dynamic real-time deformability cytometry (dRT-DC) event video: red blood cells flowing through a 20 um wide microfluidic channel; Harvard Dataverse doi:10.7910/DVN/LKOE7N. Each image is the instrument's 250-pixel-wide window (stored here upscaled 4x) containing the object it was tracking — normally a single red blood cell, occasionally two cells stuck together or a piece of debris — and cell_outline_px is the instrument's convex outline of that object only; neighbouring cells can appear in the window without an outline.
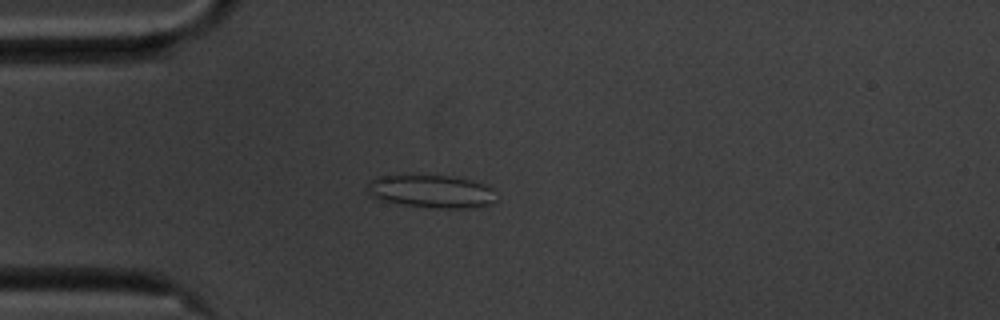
{"species": "common noctule bat (a hibernating species)", "species_latin": "Nyctalus noctula", "temperature_condition": "cold", "stored_images_in_passage": 44, "camera_frame_rate_fps": 3000, "um_per_image_px": 0.085, "animal": {"sex": "male", "body_mass_g": 20.1, "forearm_length_mm": 53.5}, "frame": {"image": 1, "passage_image": 2, "time_ms": 0.333, "image_size_px": [1000, 320], "cell_outline_px": [[500, 200], [492, 204], [472, 208], [436, 208], [404, 204], [376, 200], [368, 192], [368, 184], [376, 176], [448, 176], [472, 180], [484, 184], [492, 188]], "centroid_in_image_um": [36.74, 16.29], "position_along_channel_um": 48.3, "area_um2": 24.8}}
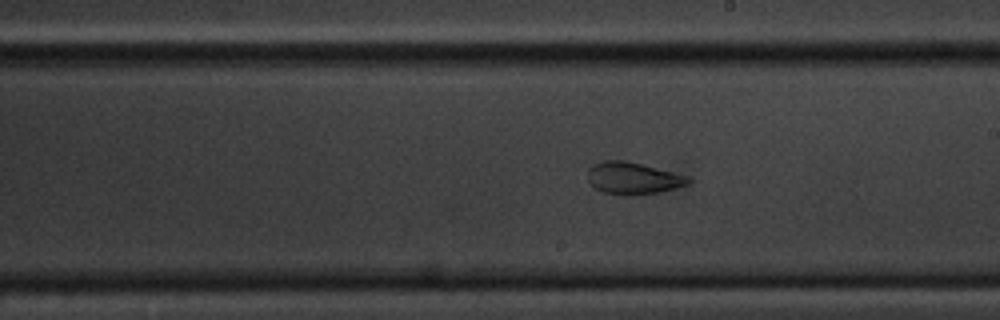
{"frame": {"image": 2, "passage_image": 19, "time_ms": 6.0, "image_size_px": [1000, 320], "cell_outline_px": [[692, 184], [660, 192], [632, 196], [624, 196], [604, 192], [596, 188], [588, 180], [588, 168], [592, 164], [604, 160], [624, 160], [688, 176], [692, 180]], "centroid_in_image_um": [53.82, 15.16], "position_along_channel_um": 235.2, "area_um2": 18.9}}
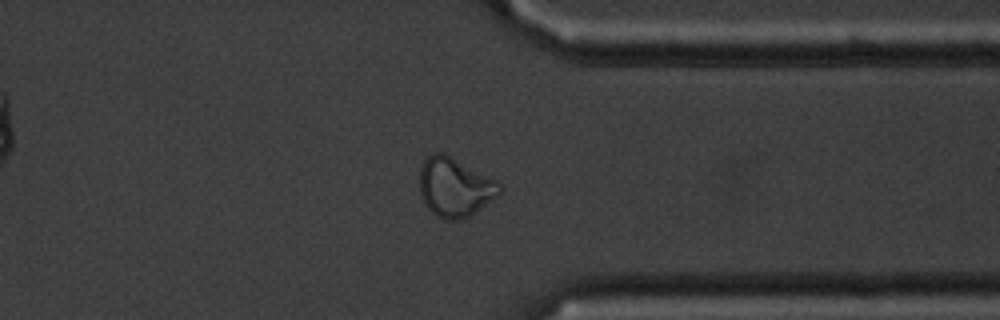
{"frame": {"image": 3, "passage_image": 31, "time_ms": 10.0, "image_size_px": [1000, 320], "cell_outline_px": [[500, 192], [468, 216], [460, 220], [444, 220], [436, 216], [424, 204], [420, 196], [420, 168], [424, 160], [432, 152], [444, 152], [496, 180], [500, 184]], "centroid_in_image_um": [38.59, 15.89], "position_along_channel_um": 372.8, "area_um2": 27.22}, "authors_computed_cell_mechanics": {"area_um2": 21.4149, "velocity_mm_per_s": 3.5189, "shape_relaxation_time_tau1_ms": null, "shape_relaxation_time_tau2_ms": 2.0479, "deformation_change_tau1": null, "deformation_change_tau2": 0.077}}